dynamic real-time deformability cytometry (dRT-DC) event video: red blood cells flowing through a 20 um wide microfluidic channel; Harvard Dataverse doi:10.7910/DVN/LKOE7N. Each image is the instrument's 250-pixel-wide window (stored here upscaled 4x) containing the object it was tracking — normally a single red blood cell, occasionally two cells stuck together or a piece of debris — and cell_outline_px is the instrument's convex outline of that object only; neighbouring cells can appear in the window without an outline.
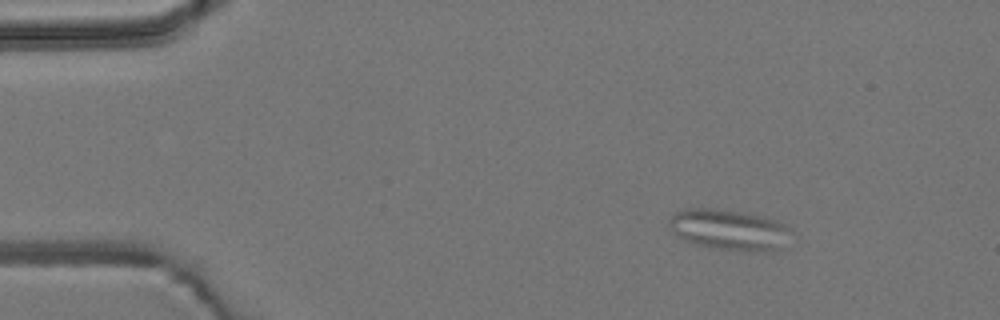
{"species": "common noctule bat (a hibernating species)", "species_latin": "Nyctalus noctula", "temperature_condition": "room temperature", "stored_images_in_passage": 4, "camera_frame_rate_fps": 3000, "um_per_image_px": 0.085, "animal": {"sex": "male", "body_mass_g": 19.2, "forearm_length_mm": 51.8}, "frame": {"image": 1, "passage_image": 1, "time_ms": 0.0, "image_size_px": [1000, 320], "cell_outline_px": [[792, 232], [780, 248], [776, 252], [752, 252], [720, 248], [700, 244], [676, 236], [672, 232], [668, 224], [668, 220], [676, 212], [688, 208], [708, 208], [748, 212], [764, 216], [776, 220], [784, 224]], "centroid_in_image_um": [62.01, 19.51], "position_along_channel_um": 23.0, "area_um2": 28.96}}
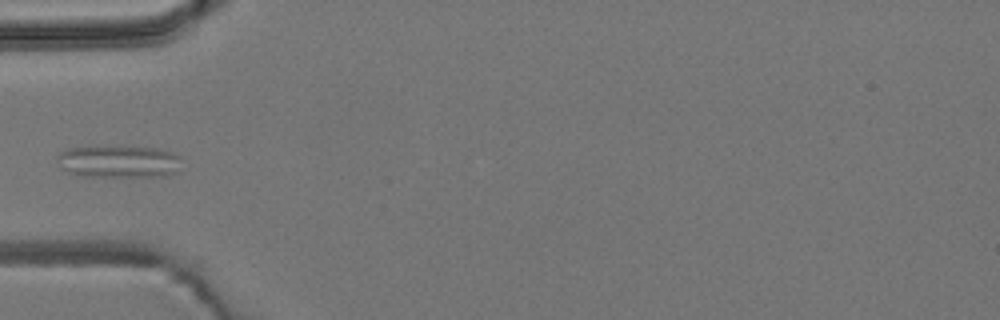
{"frame": {"image": 2, "passage_image": 4, "time_ms": 3.333, "image_size_px": [1000, 320], "cell_outline_px": [[180, 156], [176, 172], [168, 176], [84, 176], [68, 172], [60, 168], [56, 160], [56, 156], [60, 152], [68, 148], [120, 144], [156, 148], [172, 152]], "centroid_in_image_um": [10.04, 13.69], "position_along_channel_um": 75.0, "area_um2": 24.1}}